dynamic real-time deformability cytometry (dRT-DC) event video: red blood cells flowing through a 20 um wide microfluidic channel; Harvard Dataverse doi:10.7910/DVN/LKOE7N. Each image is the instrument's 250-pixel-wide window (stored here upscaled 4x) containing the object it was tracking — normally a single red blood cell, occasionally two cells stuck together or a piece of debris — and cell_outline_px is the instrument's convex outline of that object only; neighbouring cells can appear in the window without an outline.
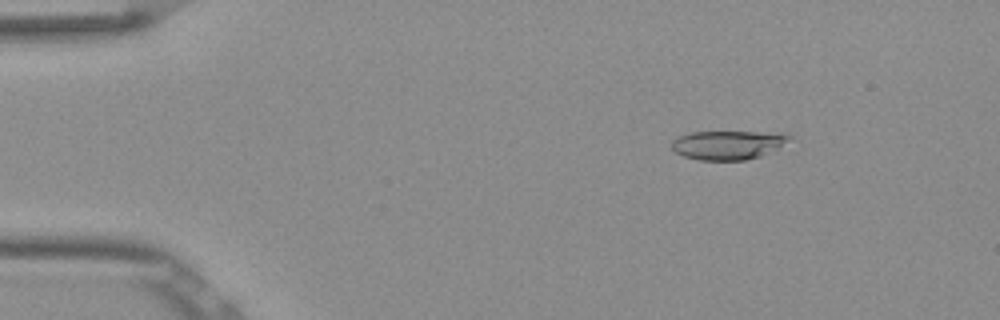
{"species": "Egyptian fruit bat (a non-hibernating species)", "species_latin": "Rousettus aegyptiacus", "temperature_condition": "room temperature", "stored_images_in_passage": 52, "camera_frame_rate_fps": 3000, "um_per_image_px": 0.085, "frame": {"image": 1, "passage_image": 7, "time_ms": 2.0, "image_size_px": [1000, 320], "cell_outline_px": [[792, 140], [760, 156], [744, 160], [700, 160], [684, 156], [676, 152], [672, 148], [672, 140], [680, 136], [692, 132], [784, 132], [792, 136]], "centroid_in_image_um": [61.91, 12.3], "position_along_channel_um": 23.1, "area_um2": 19.77}}
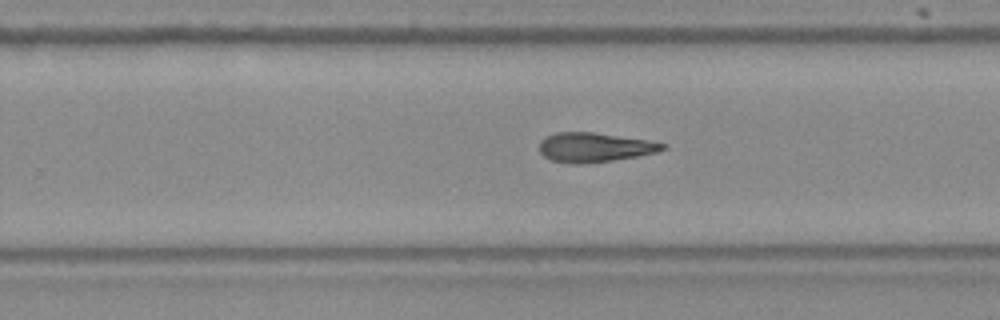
{"frame": {"image": 2, "passage_image": 33, "time_ms": 10.667, "image_size_px": [1000, 320], "cell_outline_px": [[668, 148], [660, 152], [612, 160], [584, 164], [572, 164], [552, 160], [544, 156], [540, 152], [540, 140], [544, 136], [556, 132], [592, 132], [648, 140], [664, 144]], "centroid_in_image_um": [50.52, 12.52], "position_along_channel_um": 279.3, "area_um2": 21.15}}
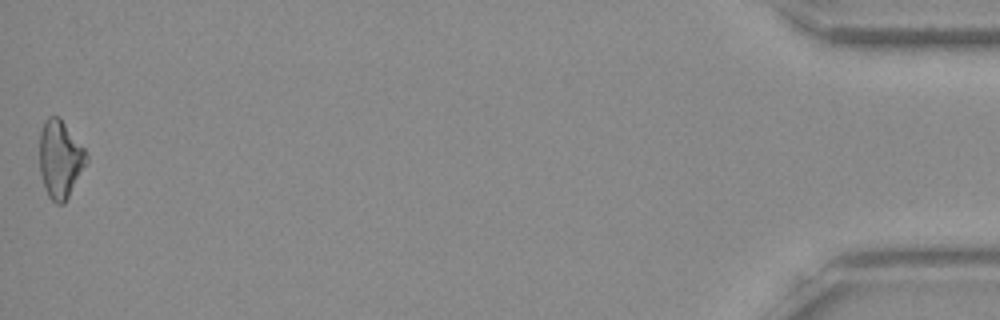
{"frame": {"image": 3, "passage_image": 52, "time_ms": 17.0, "image_size_px": [1000, 320], "cell_outline_px": [[88, 160], [64, 204], [56, 204], [48, 196], [44, 188], [40, 172], [40, 132], [44, 120], [48, 116], [60, 116], [84, 148], [88, 156]], "centroid_in_image_um": [5.1, 13.51], "position_along_channel_um": 430.1, "area_um2": 21.27}, "authors_computed_cell_mechanics": {"area_um2": 21.1548, "velocity_mm_per_s": 3.8744, "shape_relaxation_time_tau1_ms": 10.3423, "shape_relaxation_time_tau2_ms": null, "deformation_change_tau1": 0.2115, "deformation_change_tau2": null}}